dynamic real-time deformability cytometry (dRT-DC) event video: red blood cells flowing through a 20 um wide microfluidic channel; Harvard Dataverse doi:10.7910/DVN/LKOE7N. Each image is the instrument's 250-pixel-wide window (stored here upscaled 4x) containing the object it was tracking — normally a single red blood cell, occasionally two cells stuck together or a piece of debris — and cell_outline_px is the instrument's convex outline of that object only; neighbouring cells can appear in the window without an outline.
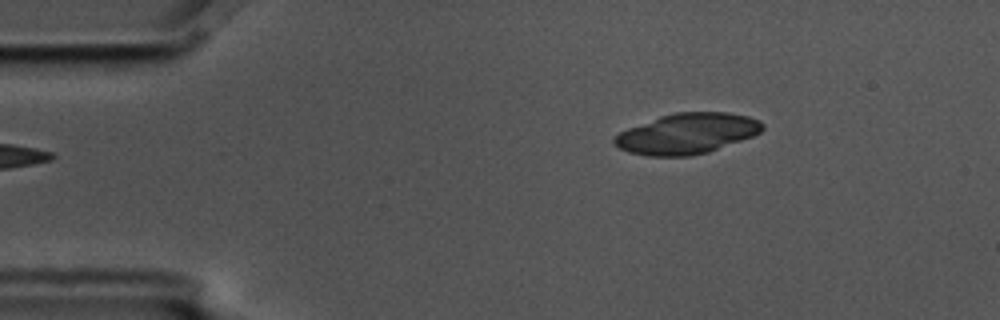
{"species": "common noctule bat (a hibernating species)", "species_latin": "Nyctalus noctula", "temperature_condition": "cold", "stored_images_in_passage": 5, "segment_of_instrument_passage": [2, 2], "camera_frame_rate_fps": 3000, "um_per_image_px": 0.085, "animal": {"sex": "male", "body_mass_g": 17.5, "forearm_length_mm": 52.3}, "frame": {"image": 1, "passage_image": 5, "time_ms": 1.333, "image_size_px": [1000, 320], "cell_outline_px": [[764, 128], [760, 132], [752, 136], [708, 152], [688, 156], [648, 156], [628, 152], [612, 144], [612, 136], [628, 128], [660, 116], [676, 112], [728, 112], [748, 116], [760, 120], [764, 124]], "centroid_in_image_um": [58.37, 11.35], "position_along_channel_um": 26.6, "area_um2": 35.03}}